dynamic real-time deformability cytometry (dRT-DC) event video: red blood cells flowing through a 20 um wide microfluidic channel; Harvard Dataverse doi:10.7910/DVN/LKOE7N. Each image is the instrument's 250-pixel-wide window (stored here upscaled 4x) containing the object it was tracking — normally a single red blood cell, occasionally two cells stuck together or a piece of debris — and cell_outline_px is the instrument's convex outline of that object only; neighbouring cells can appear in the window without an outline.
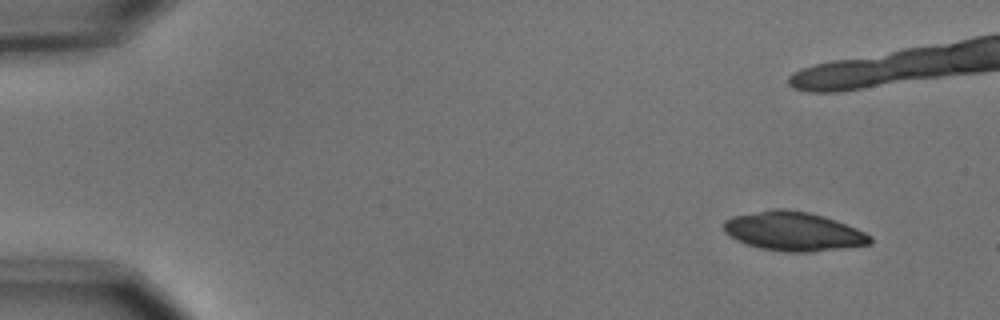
{"species": "common noctule bat (a hibernating species)", "species_latin": "Nyctalus noctula", "temperature_condition": "cold", "stored_images_in_passage": 8, "camera_frame_rate_fps": 3000, "um_per_image_px": 0.085, "animal": {"sex": "male", "body_mass_g": 15.6}, "frame": {"image": 1, "passage_image": 1, "time_ms": 0.0, "image_size_px": [1000, 320], "cell_outline_px": [[872, 244], [844, 248], [808, 252], [784, 252], [760, 248], [748, 244], [724, 232], [724, 220], [732, 216], [772, 208], [784, 208], [808, 212], [824, 216], [836, 220], [856, 228], [872, 236]], "centroid_in_image_um": [67.47, 19.65], "position_along_channel_um": 17.5, "area_um2": 33.29}}